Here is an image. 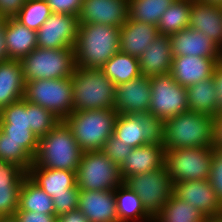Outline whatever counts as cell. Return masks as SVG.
Segmentation results:
<instances>
[{
    "mask_svg": "<svg viewBox=\"0 0 222 222\" xmlns=\"http://www.w3.org/2000/svg\"><path fill=\"white\" fill-rule=\"evenodd\" d=\"M55 215H62L78 209L79 189L76 187L69 194L52 197Z\"/></svg>",
    "mask_w": 222,
    "mask_h": 222,
    "instance_id": "41",
    "label": "cell"
},
{
    "mask_svg": "<svg viewBox=\"0 0 222 222\" xmlns=\"http://www.w3.org/2000/svg\"><path fill=\"white\" fill-rule=\"evenodd\" d=\"M213 222H222V218L213 219Z\"/></svg>",
    "mask_w": 222,
    "mask_h": 222,
    "instance_id": "53",
    "label": "cell"
},
{
    "mask_svg": "<svg viewBox=\"0 0 222 222\" xmlns=\"http://www.w3.org/2000/svg\"><path fill=\"white\" fill-rule=\"evenodd\" d=\"M17 211L55 214L52 198L28 176L22 181Z\"/></svg>",
    "mask_w": 222,
    "mask_h": 222,
    "instance_id": "29",
    "label": "cell"
},
{
    "mask_svg": "<svg viewBox=\"0 0 222 222\" xmlns=\"http://www.w3.org/2000/svg\"><path fill=\"white\" fill-rule=\"evenodd\" d=\"M0 222H18L15 215L0 217Z\"/></svg>",
    "mask_w": 222,
    "mask_h": 222,
    "instance_id": "50",
    "label": "cell"
},
{
    "mask_svg": "<svg viewBox=\"0 0 222 222\" xmlns=\"http://www.w3.org/2000/svg\"><path fill=\"white\" fill-rule=\"evenodd\" d=\"M113 134L133 148L164 143V121L153 114H118Z\"/></svg>",
    "mask_w": 222,
    "mask_h": 222,
    "instance_id": "11",
    "label": "cell"
},
{
    "mask_svg": "<svg viewBox=\"0 0 222 222\" xmlns=\"http://www.w3.org/2000/svg\"><path fill=\"white\" fill-rule=\"evenodd\" d=\"M132 149L133 147L128 146L126 143L121 141L120 138H117L113 134L105 142L102 151L109 159L120 166L132 151Z\"/></svg>",
    "mask_w": 222,
    "mask_h": 222,
    "instance_id": "40",
    "label": "cell"
},
{
    "mask_svg": "<svg viewBox=\"0 0 222 222\" xmlns=\"http://www.w3.org/2000/svg\"><path fill=\"white\" fill-rule=\"evenodd\" d=\"M122 183L119 166L102 150L83 152L76 171L79 190H114Z\"/></svg>",
    "mask_w": 222,
    "mask_h": 222,
    "instance_id": "9",
    "label": "cell"
},
{
    "mask_svg": "<svg viewBox=\"0 0 222 222\" xmlns=\"http://www.w3.org/2000/svg\"><path fill=\"white\" fill-rule=\"evenodd\" d=\"M214 117L186 111L164 121V149L213 147Z\"/></svg>",
    "mask_w": 222,
    "mask_h": 222,
    "instance_id": "3",
    "label": "cell"
},
{
    "mask_svg": "<svg viewBox=\"0 0 222 222\" xmlns=\"http://www.w3.org/2000/svg\"><path fill=\"white\" fill-rule=\"evenodd\" d=\"M191 0H175L162 14L158 22V32L171 35L187 29L190 19Z\"/></svg>",
    "mask_w": 222,
    "mask_h": 222,
    "instance_id": "33",
    "label": "cell"
},
{
    "mask_svg": "<svg viewBox=\"0 0 222 222\" xmlns=\"http://www.w3.org/2000/svg\"><path fill=\"white\" fill-rule=\"evenodd\" d=\"M0 129L8 134V138L22 145L33 158L35 157L38 150L39 137L31 131V127L0 126Z\"/></svg>",
    "mask_w": 222,
    "mask_h": 222,
    "instance_id": "39",
    "label": "cell"
},
{
    "mask_svg": "<svg viewBox=\"0 0 222 222\" xmlns=\"http://www.w3.org/2000/svg\"><path fill=\"white\" fill-rule=\"evenodd\" d=\"M123 183L140 197L145 210L154 217L174 193V184L166 167L132 175Z\"/></svg>",
    "mask_w": 222,
    "mask_h": 222,
    "instance_id": "10",
    "label": "cell"
},
{
    "mask_svg": "<svg viewBox=\"0 0 222 222\" xmlns=\"http://www.w3.org/2000/svg\"><path fill=\"white\" fill-rule=\"evenodd\" d=\"M201 1L222 5V0H201Z\"/></svg>",
    "mask_w": 222,
    "mask_h": 222,
    "instance_id": "51",
    "label": "cell"
},
{
    "mask_svg": "<svg viewBox=\"0 0 222 222\" xmlns=\"http://www.w3.org/2000/svg\"><path fill=\"white\" fill-rule=\"evenodd\" d=\"M71 79L73 112L114 109L116 85L101 69L76 67Z\"/></svg>",
    "mask_w": 222,
    "mask_h": 222,
    "instance_id": "4",
    "label": "cell"
},
{
    "mask_svg": "<svg viewBox=\"0 0 222 222\" xmlns=\"http://www.w3.org/2000/svg\"><path fill=\"white\" fill-rule=\"evenodd\" d=\"M206 222H213V219H208Z\"/></svg>",
    "mask_w": 222,
    "mask_h": 222,
    "instance_id": "54",
    "label": "cell"
},
{
    "mask_svg": "<svg viewBox=\"0 0 222 222\" xmlns=\"http://www.w3.org/2000/svg\"><path fill=\"white\" fill-rule=\"evenodd\" d=\"M165 149L163 144L148 143L133 148L119 166L123 181L132 175L152 172L164 167Z\"/></svg>",
    "mask_w": 222,
    "mask_h": 222,
    "instance_id": "20",
    "label": "cell"
},
{
    "mask_svg": "<svg viewBox=\"0 0 222 222\" xmlns=\"http://www.w3.org/2000/svg\"><path fill=\"white\" fill-rule=\"evenodd\" d=\"M25 80L20 60L0 62V111L23 98Z\"/></svg>",
    "mask_w": 222,
    "mask_h": 222,
    "instance_id": "26",
    "label": "cell"
},
{
    "mask_svg": "<svg viewBox=\"0 0 222 222\" xmlns=\"http://www.w3.org/2000/svg\"><path fill=\"white\" fill-rule=\"evenodd\" d=\"M213 147L177 148L165 150L164 166L173 184L207 180L210 177Z\"/></svg>",
    "mask_w": 222,
    "mask_h": 222,
    "instance_id": "8",
    "label": "cell"
},
{
    "mask_svg": "<svg viewBox=\"0 0 222 222\" xmlns=\"http://www.w3.org/2000/svg\"><path fill=\"white\" fill-rule=\"evenodd\" d=\"M27 176L51 198L57 195L69 194L77 187L76 172L73 171L30 167Z\"/></svg>",
    "mask_w": 222,
    "mask_h": 222,
    "instance_id": "25",
    "label": "cell"
},
{
    "mask_svg": "<svg viewBox=\"0 0 222 222\" xmlns=\"http://www.w3.org/2000/svg\"><path fill=\"white\" fill-rule=\"evenodd\" d=\"M52 13L78 16L84 0H46Z\"/></svg>",
    "mask_w": 222,
    "mask_h": 222,
    "instance_id": "43",
    "label": "cell"
},
{
    "mask_svg": "<svg viewBox=\"0 0 222 222\" xmlns=\"http://www.w3.org/2000/svg\"><path fill=\"white\" fill-rule=\"evenodd\" d=\"M117 116L115 109H95L72 112L63 121L84 152L96 151L113 135Z\"/></svg>",
    "mask_w": 222,
    "mask_h": 222,
    "instance_id": "5",
    "label": "cell"
},
{
    "mask_svg": "<svg viewBox=\"0 0 222 222\" xmlns=\"http://www.w3.org/2000/svg\"><path fill=\"white\" fill-rule=\"evenodd\" d=\"M172 55L174 56H200L222 60V49L201 31L188 27L177 33L169 35Z\"/></svg>",
    "mask_w": 222,
    "mask_h": 222,
    "instance_id": "17",
    "label": "cell"
},
{
    "mask_svg": "<svg viewBox=\"0 0 222 222\" xmlns=\"http://www.w3.org/2000/svg\"><path fill=\"white\" fill-rule=\"evenodd\" d=\"M208 218L197 208L178 198L174 193L153 217V222H206Z\"/></svg>",
    "mask_w": 222,
    "mask_h": 222,
    "instance_id": "31",
    "label": "cell"
},
{
    "mask_svg": "<svg viewBox=\"0 0 222 222\" xmlns=\"http://www.w3.org/2000/svg\"><path fill=\"white\" fill-rule=\"evenodd\" d=\"M150 84L151 102L148 113L166 121L188 111L187 88L178 84L170 73L151 76Z\"/></svg>",
    "mask_w": 222,
    "mask_h": 222,
    "instance_id": "12",
    "label": "cell"
},
{
    "mask_svg": "<svg viewBox=\"0 0 222 222\" xmlns=\"http://www.w3.org/2000/svg\"><path fill=\"white\" fill-rule=\"evenodd\" d=\"M14 215L18 222H57V216L55 214H43L35 211H16Z\"/></svg>",
    "mask_w": 222,
    "mask_h": 222,
    "instance_id": "44",
    "label": "cell"
},
{
    "mask_svg": "<svg viewBox=\"0 0 222 222\" xmlns=\"http://www.w3.org/2000/svg\"><path fill=\"white\" fill-rule=\"evenodd\" d=\"M188 110L217 116V96L213 78L187 87Z\"/></svg>",
    "mask_w": 222,
    "mask_h": 222,
    "instance_id": "30",
    "label": "cell"
},
{
    "mask_svg": "<svg viewBox=\"0 0 222 222\" xmlns=\"http://www.w3.org/2000/svg\"><path fill=\"white\" fill-rule=\"evenodd\" d=\"M0 126L30 127L27 101L22 98L0 111Z\"/></svg>",
    "mask_w": 222,
    "mask_h": 222,
    "instance_id": "38",
    "label": "cell"
},
{
    "mask_svg": "<svg viewBox=\"0 0 222 222\" xmlns=\"http://www.w3.org/2000/svg\"><path fill=\"white\" fill-rule=\"evenodd\" d=\"M174 194L197 208L208 219L222 218V203L209 179L176 183Z\"/></svg>",
    "mask_w": 222,
    "mask_h": 222,
    "instance_id": "14",
    "label": "cell"
},
{
    "mask_svg": "<svg viewBox=\"0 0 222 222\" xmlns=\"http://www.w3.org/2000/svg\"><path fill=\"white\" fill-rule=\"evenodd\" d=\"M5 17L2 15V13L0 12V25H2L5 21Z\"/></svg>",
    "mask_w": 222,
    "mask_h": 222,
    "instance_id": "52",
    "label": "cell"
},
{
    "mask_svg": "<svg viewBox=\"0 0 222 222\" xmlns=\"http://www.w3.org/2000/svg\"><path fill=\"white\" fill-rule=\"evenodd\" d=\"M51 14L46 0H27L14 18L27 28L38 31Z\"/></svg>",
    "mask_w": 222,
    "mask_h": 222,
    "instance_id": "35",
    "label": "cell"
},
{
    "mask_svg": "<svg viewBox=\"0 0 222 222\" xmlns=\"http://www.w3.org/2000/svg\"><path fill=\"white\" fill-rule=\"evenodd\" d=\"M209 181L222 203V150L214 147Z\"/></svg>",
    "mask_w": 222,
    "mask_h": 222,
    "instance_id": "42",
    "label": "cell"
},
{
    "mask_svg": "<svg viewBox=\"0 0 222 222\" xmlns=\"http://www.w3.org/2000/svg\"><path fill=\"white\" fill-rule=\"evenodd\" d=\"M218 60L200 56H174L170 74L182 87L211 78Z\"/></svg>",
    "mask_w": 222,
    "mask_h": 222,
    "instance_id": "21",
    "label": "cell"
},
{
    "mask_svg": "<svg viewBox=\"0 0 222 222\" xmlns=\"http://www.w3.org/2000/svg\"><path fill=\"white\" fill-rule=\"evenodd\" d=\"M201 31L222 49V5L191 0L189 26Z\"/></svg>",
    "mask_w": 222,
    "mask_h": 222,
    "instance_id": "19",
    "label": "cell"
},
{
    "mask_svg": "<svg viewBox=\"0 0 222 222\" xmlns=\"http://www.w3.org/2000/svg\"><path fill=\"white\" fill-rule=\"evenodd\" d=\"M101 70L116 86L141 76L139 59L121 51L114 54Z\"/></svg>",
    "mask_w": 222,
    "mask_h": 222,
    "instance_id": "32",
    "label": "cell"
},
{
    "mask_svg": "<svg viewBox=\"0 0 222 222\" xmlns=\"http://www.w3.org/2000/svg\"><path fill=\"white\" fill-rule=\"evenodd\" d=\"M120 51V28L100 24H79L74 45L76 67L101 69Z\"/></svg>",
    "mask_w": 222,
    "mask_h": 222,
    "instance_id": "1",
    "label": "cell"
},
{
    "mask_svg": "<svg viewBox=\"0 0 222 222\" xmlns=\"http://www.w3.org/2000/svg\"><path fill=\"white\" fill-rule=\"evenodd\" d=\"M79 27L76 15L52 13L37 31V47L74 48Z\"/></svg>",
    "mask_w": 222,
    "mask_h": 222,
    "instance_id": "13",
    "label": "cell"
},
{
    "mask_svg": "<svg viewBox=\"0 0 222 222\" xmlns=\"http://www.w3.org/2000/svg\"><path fill=\"white\" fill-rule=\"evenodd\" d=\"M175 0H128L129 19L157 26L163 12Z\"/></svg>",
    "mask_w": 222,
    "mask_h": 222,
    "instance_id": "34",
    "label": "cell"
},
{
    "mask_svg": "<svg viewBox=\"0 0 222 222\" xmlns=\"http://www.w3.org/2000/svg\"><path fill=\"white\" fill-rule=\"evenodd\" d=\"M78 209L89 222H118L115 189L79 190Z\"/></svg>",
    "mask_w": 222,
    "mask_h": 222,
    "instance_id": "18",
    "label": "cell"
},
{
    "mask_svg": "<svg viewBox=\"0 0 222 222\" xmlns=\"http://www.w3.org/2000/svg\"><path fill=\"white\" fill-rule=\"evenodd\" d=\"M138 59L141 75L169 74L173 61L169 35L159 34Z\"/></svg>",
    "mask_w": 222,
    "mask_h": 222,
    "instance_id": "23",
    "label": "cell"
},
{
    "mask_svg": "<svg viewBox=\"0 0 222 222\" xmlns=\"http://www.w3.org/2000/svg\"><path fill=\"white\" fill-rule=\"evenodd\" d=\"M150 77L141 75L116 86L114 109L118 114L140 115L149 112Z\"/></svg>",
    "mask_w": 222,
    "mask_h": 222,
    "instance_id": "15",
    "label": "cell"
},
{
    "mask_svg": "<svg viewBox=\"0 0 222 222\" xmlns=\"http://www.w3.org/2000/svg\"><path fill=\"white\" fill-rule=\"evenodd\" d=\"M11 60L8 55L6 37H5V21L0 25V62Z\"/></svg>",
    "mask_w": 222,
    "mask_h": 222,
    "instance_id": "49",
    "label": "cell"
},
{
    "mask_svg": "<svg viewBox=\"0 0 222 222\" xmlns=\"http://www.w3.org/2000/svg\"><path fill=\"white\" fill-rule=\"evenodd\" d=\"M57 222H89V220L79 209H76L68 213L58 215Z\"/></svg>",
    "mask_w": 222,
    "mask_h": 222,
    "instance_id": "47",
    "label": "cell"
},
{
    "mask_svg": "<svg viewBox=\"0 0 222 222\" xmlns=\"http://www.w3.org/2000/svg\"><path fill=\"white\" fill-rule=\"evenodd\" d=\"M158 35L157 26L128 18L120 28V51L139 58Z\"/></svg>",
    "mask_w": 222,
    "mask_h": 222,
    "instance_id": "24",
    "label": "cell"
},
{
    "mask_svg": "<svg viewBox=\"0 0 222 222\" xmlns=\"http://www.w3.org/2000/svg\"><path fill=\"white\" fill-rule=\"evenodd\" d=\"M25 82L73 76L76 68L74 48L44 49L36 47L20 60Z\"/></svg>",
    "mask_w": 222,
    "mask_h": 222,
    "instance_id": "6",
    "label": "cell"
},
{
    "mask_svg": "<svg viewBox=\"0 0 222 222\" xmlns=\"http://www.w3.org/2000/svg\"><path fill=\"white\" fill-rule=\"evenodd\" d=\"M212 78L217 96V116L222 114V60L216 63Z\"/></svg>",
    "mask_w": 222,
    "mask_h": 222,
    "instance_id": "45",
    "label": "cell"
},
{
    "mask_svg": "<svg viewBox=\"0 0 222 222\" xmlns=\"http://www.w3.org/2000/svg\"><path fill=\"white\" fill-rule=\"evenodd\" d=\"M0 158L3 161L18 165L26 172L33 164L34 158L23 148L22 145L8 138V134L0 129Z\"/></svg>",
    "mask_w": 222,
    "mask_h": 222,
    "instance_id": "36",
    "label": "cell"
},
{
    "mask_svg": "<svg viewBox=\"0 0 222 222\" xmlns=\"http://www.w3.org/2000/svg\"><path fill=\"white\" fill-rule=\"evenodd\" d=\"M79 24L100 23L121 28L129 18L128 0H84Z\"/></svg>",
    "mask_w": 222,
    "mask_h": 222,
    "instance_id": "16",
    "label": "cell"
},
{
    "mask_svg": "<svg viewBox=\"0 0 222 222\" xmlns=\"http://www.w3.org/2000/svg\"><path fill=\"white\" fill-rule=\"evenodd\" d=\"M83 152L71 129L61 120L45 136L39 138L38 150L30 167L76 172Z\"/></svg>",
    "mask_w": 222,
    "mask_h": 222,
    "instance_id": "2",
    "label": "cell"
},
{
    "mask_svg": "<svg viewBox=\"0 0 222 222\" xmlns=\"http://www.w3.org/2000/svg\"><path fill=\"white\" fill-rule=\"evenodd\" d=\"M31 131L39 138L45 136L61 120L50 110L27 101Z\"/></svg>",
    "mask_w": 222,
    "mask_h": 222,
    "instance_id": "37",
    "label": "cell"
},
{
    "mask_svg": "<svg viewBox=\"0 0 222 222\" xmlns=\"http://www.w3.org/2000/svg\"><path fill=\"white\" fill-rule=\"evenodd\" d=\"M5 37L10 59L21 60L37 47V31L27 28L15 18L5 19Z\"/></svg>",
    "mask_w": 222,
    "mask_h": 222,
    "instance_id": "27",
    "label": "cell"
},
{
    "mask_svg": "<svg viewBox=\"0 0 222 222\" xmlns=\"http://www.w3.org/2000/svg\"><path fill=\"white\" fill-rule=\"evenodd\" d=\"M213 147L222 150V114L214 117Z\"/></svg>",
    "mask_w": 222,
    "mask_h": 222,
    "instance_id": "48",
    "label": "cell"
},
{
    "mask_svg": "<svg viewBox=\"0 0 222 222\" xmlns=\"http://www.w3.org/2000/svg\"><path fill=\"white\" fill-rule=\"evenodd\" d=\"M26 176L24 169L0 158V217L16 213L19 192Z\"/></svg>",
    "mask_w": 222,
    "mask_h": 222,
    "instance_id": "22",
    "label": "cell"
},
{
    "mask_svg": "<svg viewBox=\"0 0 222 222\" xmlns=\"http://www.w3.org/2000/svg\"><path fill=\"white\" fill-rule=\"evenodd\" d=\"M118 222H153L138 194L122 183L115 188Z\"/></svg>",
    "mask_w": 222,
    "mask_h": 222,
    "instance_id": "28",
    "label": "cell"
},
{
    "mask_svg": "<svg viewBox=\"0 0 222 222\" xmlns=\"http://www.w3.org/2000/svg\"><path fill=\"white\" fill-rule=\"evenodd\" d=\"M27 0H0V12L5 18H14Z\"/></svg>",
    "mask_w": 222,
    "mask_h": 222,
    "instance_id": "46",
    "label": "cell"
},
{
    "mask_svg": "<svg viewBox=\"0 0 222 222\" xmlns=\"http://www.w3.org/2000/svg\"><path fill=\"white\" fill-rule=\"evenodd\" d=\"M72 79H41L25 82L23 98L52 111L60 120L73 112Z\"/></svg>",
    "mask_w": 222,
    "mask_h": 222,
    "instance_id": "7",
    "label": "cell"
}]
</instances>
